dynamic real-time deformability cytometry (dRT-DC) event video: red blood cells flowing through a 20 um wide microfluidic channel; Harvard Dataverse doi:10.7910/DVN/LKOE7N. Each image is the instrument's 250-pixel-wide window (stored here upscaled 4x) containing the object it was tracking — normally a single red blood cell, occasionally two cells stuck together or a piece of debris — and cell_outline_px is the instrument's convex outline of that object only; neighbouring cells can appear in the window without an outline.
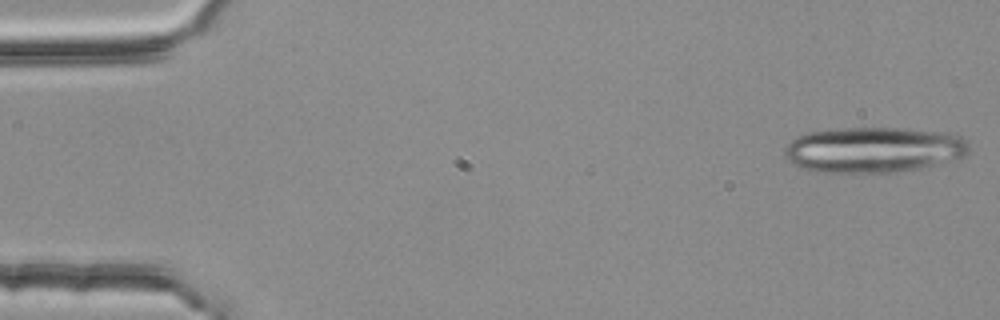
{"species": "common noctule bat (a hibernating species)", "species_latin": "Nyctalus noctula", "temperature_condition": "room temperature", "stored_images_in_passage": 22, "camera_frame_rate_fps": 3000, "um_per_image_px": 0.085, "animal": {"sex": "female", "body_mass_g": 25.1}, "frame": {"image": 1, "passage_image": 1, "time_ms": 0.0, "image_size_px": [1000, 320], "cell_outline_px": [[968, 152], [964, 156], [920, 168], [896, 172], [824, 172], [800, 168], [792, 164], [784, 156], [784, 148], [796, 136], [804, 132], [840, 128], [904, 128], [944, 132], [960, 136], [968, 140]], "centroid_in_image_um": [74.21, 12.71], "position_along_channel_um": 10.8, "area_um2": 49.13}}